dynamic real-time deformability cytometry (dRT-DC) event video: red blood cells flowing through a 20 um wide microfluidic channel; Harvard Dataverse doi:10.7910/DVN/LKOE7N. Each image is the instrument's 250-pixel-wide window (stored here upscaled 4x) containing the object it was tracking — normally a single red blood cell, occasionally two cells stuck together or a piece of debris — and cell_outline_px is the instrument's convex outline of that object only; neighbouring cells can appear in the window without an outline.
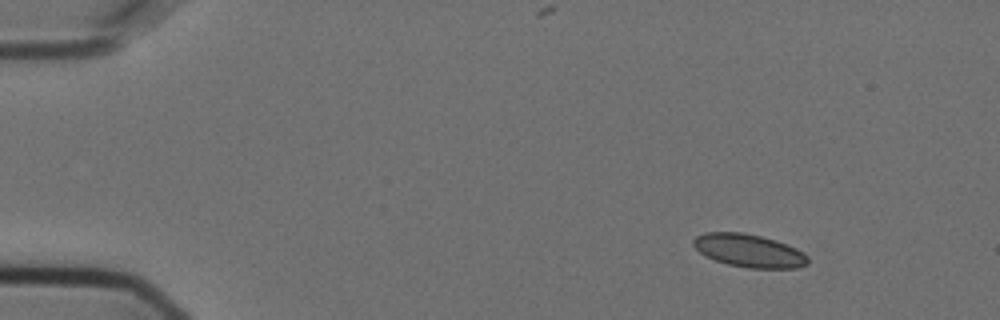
{"species": "Egyptian fruit bat (a non-hibernating species)", "species_latin": "Rousettus aegyptiacus", "temperature_condition": "cold", "stored_images_in_passage": 5, "camera_frame_rate_fps": 3000, "um_per_image_px": 0.085, "animal": {"sex": "female"}, "frame": {"image": 1, "passage_image": 1, "time_ms": 0.0, "image_size_px": [1000, 320], "cell_outline_px": [[808, 264], [796, 268], [748, 268], [728, 264], [704, 256], [692, 244], [692, 240], [696, 236], [704, 232], [740, 232], [760, 236], [776, 240], [796, 248], [808, 256]], "centroid_in_image_um": [63.65, 21.3], "position_along_channel_um": 21.4, "area_um2": 22.02}}